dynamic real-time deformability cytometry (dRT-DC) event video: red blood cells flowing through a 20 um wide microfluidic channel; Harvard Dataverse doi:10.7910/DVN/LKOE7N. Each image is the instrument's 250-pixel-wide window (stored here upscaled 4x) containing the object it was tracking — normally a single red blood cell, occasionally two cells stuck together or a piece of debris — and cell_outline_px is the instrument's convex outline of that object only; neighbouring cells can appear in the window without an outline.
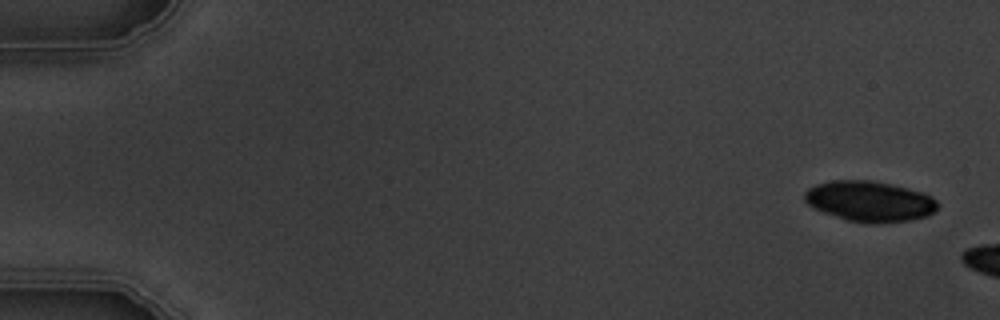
{"species": "common noctule bat (a hibernating species)", "species_latin": "Nyctalus noctula", "temperature_condition": "warm", "stored_images_in_passage": 3, "camera_frame_rate_fps": 3000, "um_per_image_px": 0.085, "animal": {"sex": "male", "body_mass_g": 19.5, "forearm_length_mm": 54.6}, "frame": {"image": 1, "passage_image": 1, "time_ms": 0.0, "image_size_px": [1000, 320], "cell_outline_px": [[936, 208], [928, 216], [908, 220], [876, 224], [868, 224], [848, 220], [824, 212], [808, 204], [804, 200], [804, 192], [808, 188], [816, 184], [832, 180], [872, 180], [908, 188], [924, 192], [932, 196], [936, 200]], "centroid_in_image_um": [73.91, 17.1], "position_along_channel_um": 11.1, "area_um2": 31.39}}